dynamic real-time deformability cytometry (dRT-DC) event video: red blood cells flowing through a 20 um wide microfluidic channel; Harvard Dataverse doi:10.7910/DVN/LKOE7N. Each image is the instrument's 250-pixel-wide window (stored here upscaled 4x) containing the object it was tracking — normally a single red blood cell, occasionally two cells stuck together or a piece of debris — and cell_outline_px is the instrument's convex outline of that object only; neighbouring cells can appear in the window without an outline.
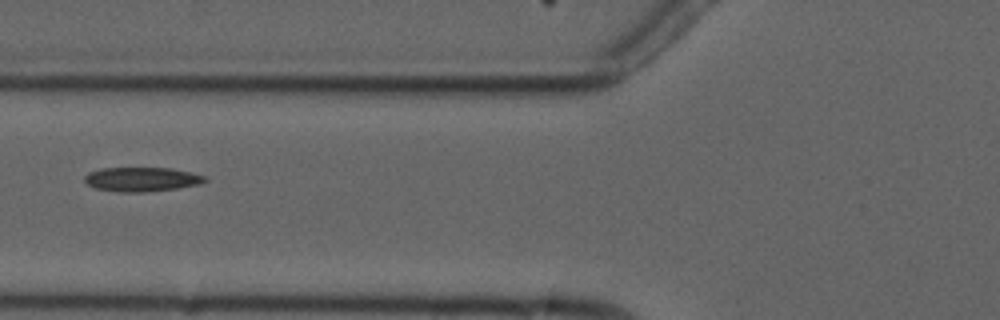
{"species": "common noctule bat (a hibernating species)", "species_latin": "Nyctalus noctula", "temperature_condition": "cold", "stored_images_in_passage": 2, "camera_frame_rate_fps": 3000, "um_per_image_px": 0.085, "animal": {"sex": "male", "forearm_length_mm": 52.5}, "frame": {"image": 1, "passage_image": 2, "time_ms": 1.0, "image_size_px": [1000, 320], "cell_outline_px": [[208, 180], [200, 184], [176, 188], [144, 192], [120, 192], [96, 188], [88, 184], [84, 180], [84, 176], [88, 172], [104, 168], [172, 168], [192, 172], [204, 176]], "centroid_in_image_um": [12.06, 15.23], "position_along_channel_um": 113.7, "area_um2": 16.94}}